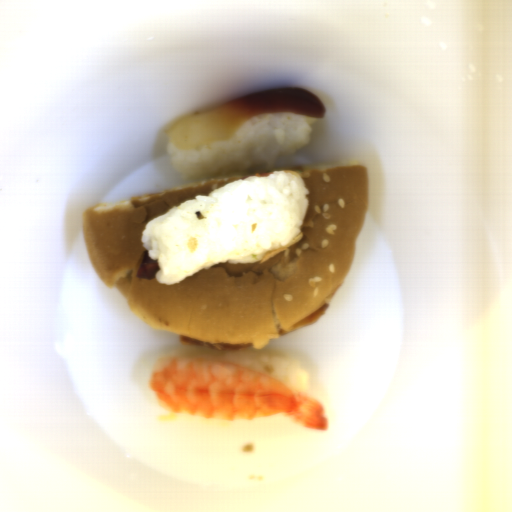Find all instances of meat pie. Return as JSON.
I'll list each match as a JSON object with an SVG mask.
<instances>
[{
    "label": "meat pie",
    "instance_id": "obj_1",
    "mask_svg": "<svg viewBox=\"0 0 512 512\" xmlns=\"http://www.w3.org/2000/svg\"><path fill=\"white\" fill-rule=\"evenodd\" d=\"M178 341L181 344H185L188 346H195L201 348H208L215 352H245L249 349L255 348L250 343H212L204 340H200L197 338L181 335L179 336Z\"/></svg>",
    "mask_w": 512,
    "mask_h": 512
},
{
    "label": "meat pie",
    "instance_id": "obj_2",
    "mask_svg": "<svg viewBox=\"0 0 512 512\" xmlns=\"http://www.w3.org/2000/svg\"><path fill=\"white\" fill-rule=\"evenodd\" d=\"M328 307H329V303L327 302L325 305H323L321 308H319L315 312L306 316L302 320L292 324V330L290 332H293L295 330H298L300 328H303L305 326H308L312 323L317 322L319 319H321L324 316L325 312L328 310Z\"/></svg>",
    "mask_w": 512,
    "mask_h": 512
},
{
    "label": "meat pie",
    "instance_id": "obj_3",
    "mask_svg": "<svg viewBox=\"0 0 512 512\" xmlns=\"http://www.w3.org/2000/svg\"><path fill=\"white\" fill-rule=\"evenodd\" d=\"M286 333H288V332H286L284 329H278V331H277L278 337L285 336Z\"/></svg>",
    "mask_w": 512,
    "mask_h": 512
}]
</instances>
